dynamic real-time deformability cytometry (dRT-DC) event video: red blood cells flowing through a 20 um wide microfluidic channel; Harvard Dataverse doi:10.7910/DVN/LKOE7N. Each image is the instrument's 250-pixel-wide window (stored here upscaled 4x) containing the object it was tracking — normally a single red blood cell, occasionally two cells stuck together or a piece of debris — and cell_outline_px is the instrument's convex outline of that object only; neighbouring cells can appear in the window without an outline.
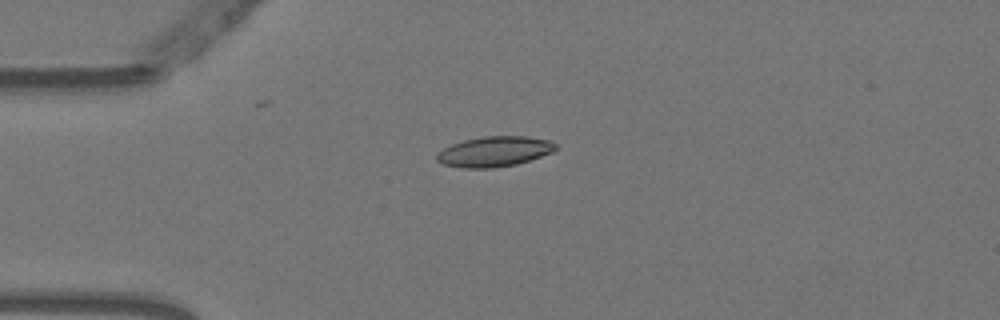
{"species": "Egyptian fruit bat (a non-hibernating species)", "species_latin": "Rousettus aegyptiacus", "temperature_condition": "warm", "stored_images_in_passage": 10, "camera_frame_rate_fps": 3000, "um_per_image_px": 0.085, "animal": {"sex": "female"}, "frame": {"image": 1, "passage_image": 4, "time_ms": 1.0, "image_size_px": [1000, 320], "cell_outline_px": [[556, 148], [552, 152], [516, 164], [492, 168], [464, 168], [444, 164], [436, 160], [436, 156], [444, 148], [452, 144], [464, 140], [484, 136], [524, 136], [548, 140], [556, 144]], "centroid_in_image_um": [42.01, 12.88], "position_along_channel_um": 43.0, "area_um2": 20.63}}
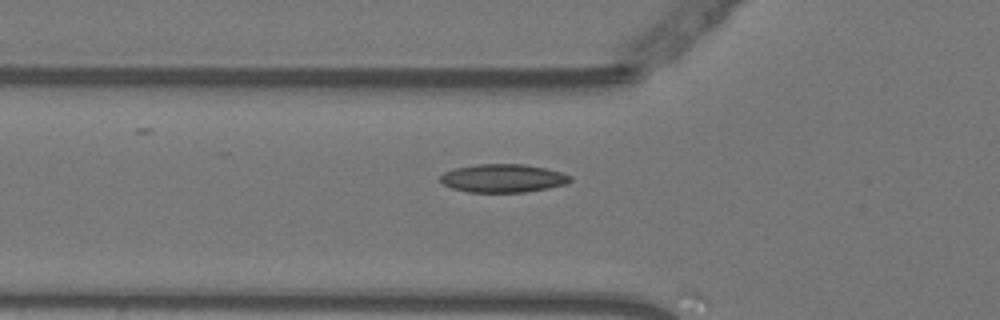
{"frame": {"image": 2, "passage_image": 9, "time_ms": 2.667, "image_size_px": [1000, 320], "cell_outline_px": [[572, 180], [568, 184], [548, 188], [524, 192], [468, 192], [452, 188], [444, 184], [440, 180], [440, 176], [444, 172], [456, 168], [480, 164], [524, 164], [544, 168], [560, 172], [572, 176]], "centroid_in_image_um": [42.78, 15.15], "position_along_channel_um": 83.0, "area_um2": 21.33}}